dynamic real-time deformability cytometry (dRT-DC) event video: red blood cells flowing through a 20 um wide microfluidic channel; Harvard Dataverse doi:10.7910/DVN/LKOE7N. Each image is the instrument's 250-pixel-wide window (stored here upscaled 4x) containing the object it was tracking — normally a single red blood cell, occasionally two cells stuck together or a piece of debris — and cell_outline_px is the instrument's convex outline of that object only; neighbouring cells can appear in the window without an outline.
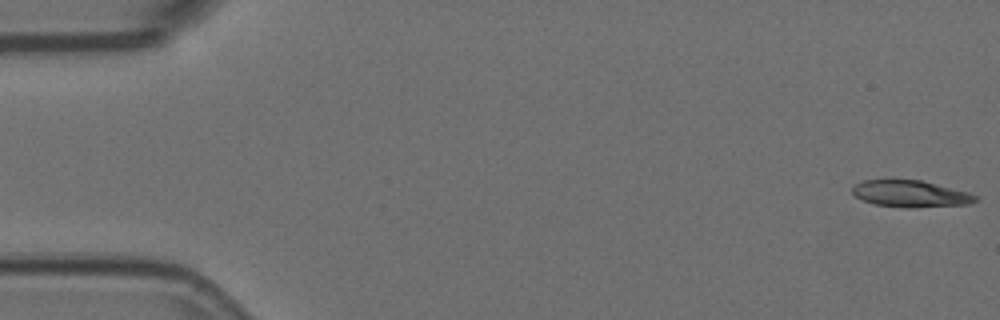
{"species": "Egyptian fruit bat (a non-hibernating species)", "species_latin": "Rousettus aegyptiacus", "temperature_condition": "room temperature", "stored_images_in_passage": 4, "camera_frame_rate_fps": 3000, "um_per_image_px": 0.085, "animal": {"sex": "female"}, "frame": {"image": 1, "passage_image": 1, "time_ms": 0.0, "image_size_px": [1000, 320], "cell_outline_px": [[976, 200], [968, 204], [908, 208], [872, 204], [856, 196], [852, 192], [852, 188], [856, 184], [864, 180], [920, 180], [968, 192], [976, 196]], "centroid_in_image_um": [77.37, 16.48], "position_along_channel_um": 7.6, "area_um2": 18.84}}
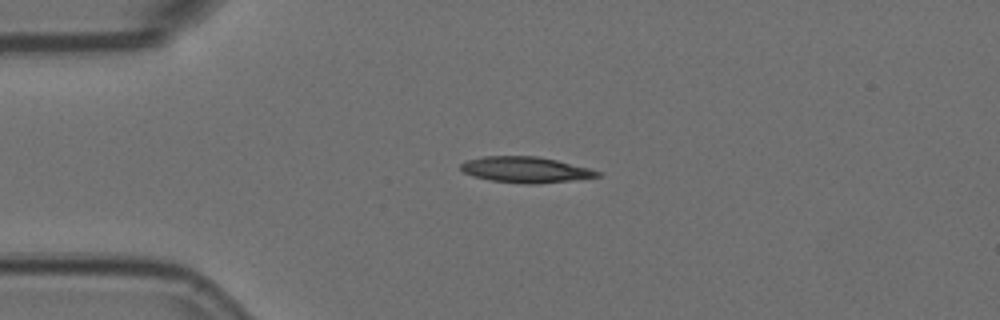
{"frame": {"image": 2, "passage_image": 4, "time_ms": 1.0, "image_size_px": [1000, 320], "cell_outline_px": [[604, 176], [536, 184], [528, 184], [492, 180], [472, 176], [464, 172], [460, 168], [460, 164], [468, 160], [484, 156], [536, 156], [556, 160], [604, 172]], "centroid_in_image_um": [44.71, 14.42], "position_along_channel_um": 40.3, "area_um2": 20.46}}